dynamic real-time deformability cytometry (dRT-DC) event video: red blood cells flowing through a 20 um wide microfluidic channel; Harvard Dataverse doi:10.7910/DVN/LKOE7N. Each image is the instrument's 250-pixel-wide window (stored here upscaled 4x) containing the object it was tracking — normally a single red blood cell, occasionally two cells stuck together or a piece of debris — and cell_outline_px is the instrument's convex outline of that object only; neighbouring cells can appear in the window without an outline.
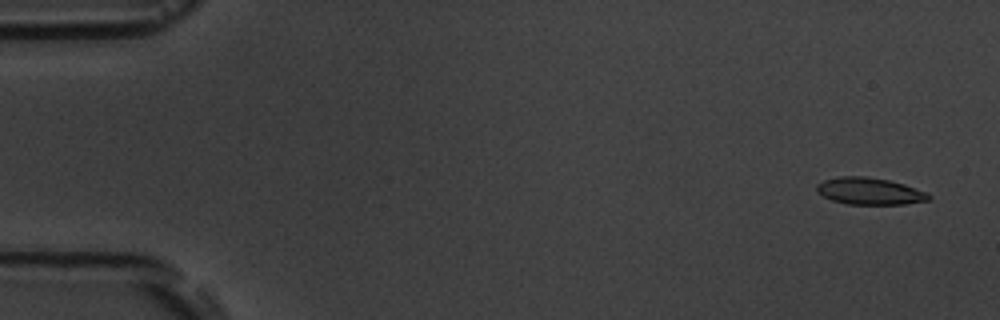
{"species": "common noctule bat (a hibernating species)", "species_latin": "Nyctalus noctula", "temperature_condition": "room temperature", "stored_images_in_passage": 5, "camera_frame_rate_fps": 3000, "um_per_image_px": 0.085, "animal": {"sex": "male", "body_mass_g": 19.5, "forearm_length_mm": 54.6}, "frame": {"image": 1, "passage_image": 1, "time_ms": 0.0, "image_size_px": [1000, 320], "cell_outline_px": [[932, 196], [928, 200], [904, 204], [848, 204], [832, 200], [816, 192], [816, 184], [824, 180], [840, 176], [864, 176], [888, 180], [904, 184], [928, 192]], "centroid_in_image_um": [73.91, 16.24], "position_along_channel_um": 11.1, "area_um2": 17.57}}
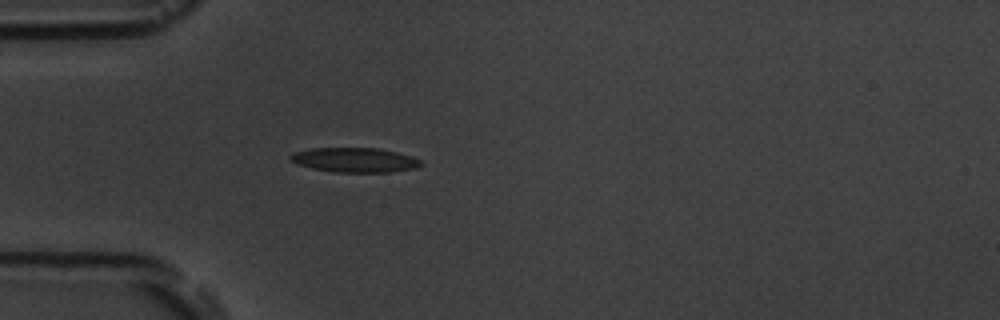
{"frame": {"image": 2, "passage_image": 5, "time_ms": 4.667, "image_size_px": [1000, 320], "cell_outline_px": [[424, 164], [416, 168], [392, 172], [336, 172], [312, 168], [296, 164], [288, 156], [292, 152], [312, 148], [376, 148], [396, 152], [420, 160]], "centroid_in_image_um": [30.12, 13.6], "position_along_channel_um": 54.9, "area_um2": 18.61}}